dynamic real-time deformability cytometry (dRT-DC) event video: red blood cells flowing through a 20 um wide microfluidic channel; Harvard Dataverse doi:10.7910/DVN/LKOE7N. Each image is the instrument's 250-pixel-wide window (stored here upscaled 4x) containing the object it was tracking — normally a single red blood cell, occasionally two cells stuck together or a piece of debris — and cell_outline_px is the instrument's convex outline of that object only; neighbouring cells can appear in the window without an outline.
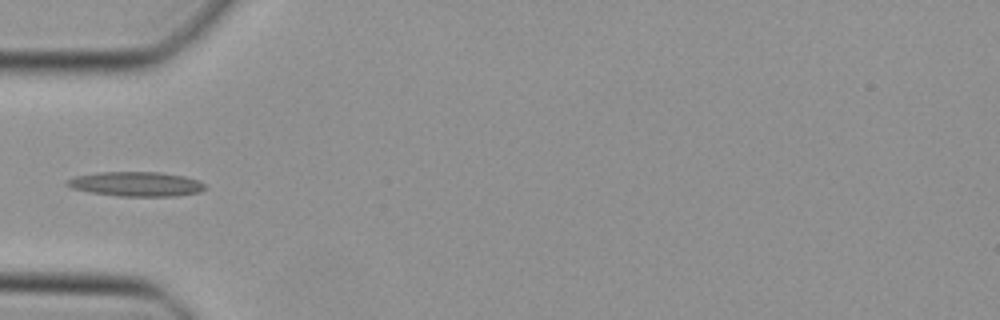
{"species": "Egyptian fruit bat (a non-hibernating species)", "species_latin": "Rousettus aegyptiacus", "temperature_condition": "cold", "stored_images_in_passage": 8, "camera_frame_rate_fps": 3000, "um_per_image_px": 0.085, "animal": {"sex": "female"}, "frame": {"image": 1, "passage_image": 1, "time_ms": 0.0, "image_size_px": [1000, 320], "cell_outline_px": [[204, 188], [200, 192], [176, 196], [120, 196], [92, 192], [72, 188], [64, 184], [68, 180], [76, 176], [96, 172], [160, 172], [184, 176], [200, 180], [204, 184]], "centroid_in_image_um": [11.59, 15.63], "position_along_channel_um": 73.4, "area_um2": 19.65}}